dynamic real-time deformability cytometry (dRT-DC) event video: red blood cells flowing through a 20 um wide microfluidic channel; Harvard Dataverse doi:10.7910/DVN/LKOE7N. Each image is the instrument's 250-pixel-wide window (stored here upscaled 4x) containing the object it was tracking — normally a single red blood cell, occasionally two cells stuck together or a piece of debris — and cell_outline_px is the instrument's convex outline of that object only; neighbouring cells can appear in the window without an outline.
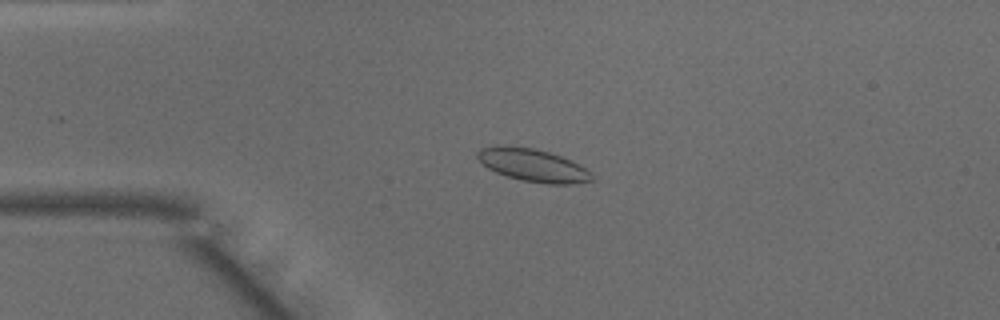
{"species": "common noctule bat (a hibernating species)", "species_latin": "Nyctalus noctula", "temperature_condition": "warm", "stored_images_in_passage": 48, "camera_frame_rate_fps": 3000, "um_per_image_px": 0.085, "animal": {"sex": "male", "body_mass_g": 15.6}, "frame": {"image": 1, "passage_image": 11, "time_ms": 3.333, "image_size_px": [1000, 320], "cell_outline_px": [[592, 180], [572, 184], [548, 184], [524, 180], [508, 176], [496, 172], [488, 168], [476, 156], [476, 152], [480, 148], [496, 144], [500, 144], [532, 148], [548, 152], [560, 156], [584, 168], [592, 176]], "centroid_in_image_um": [45.21, 14.02], "position_along_channel_um": 39.8, "area_um2": 21.44}}
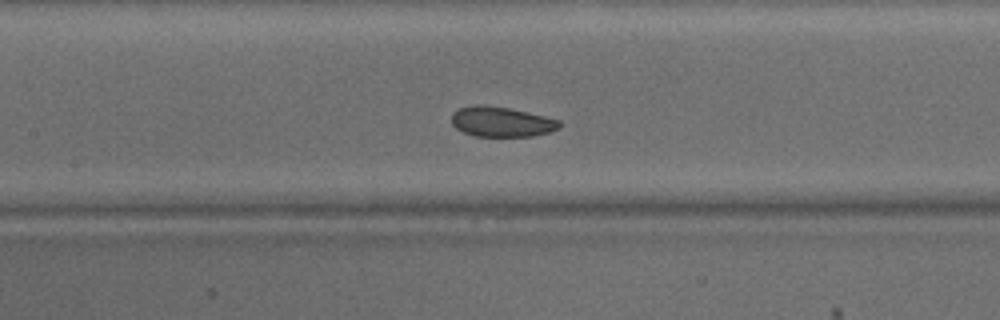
{"frame": {"image": 2, "passage_image": 22, "time_ms": 7.0, "image_size_px": [1000, 320], "cell_outline_px": [[560, 128], [548, 132], [532, 136], [472, 136], [456, 128], [452, 124], [452, 112], [456, 108], [476, 104], [508, 108], [544, 116], [560, 120]], "centroid_in_image_um": [42.58, 10.35], "position_along_channel_um": 164.8, "area_um2": 18.84}}
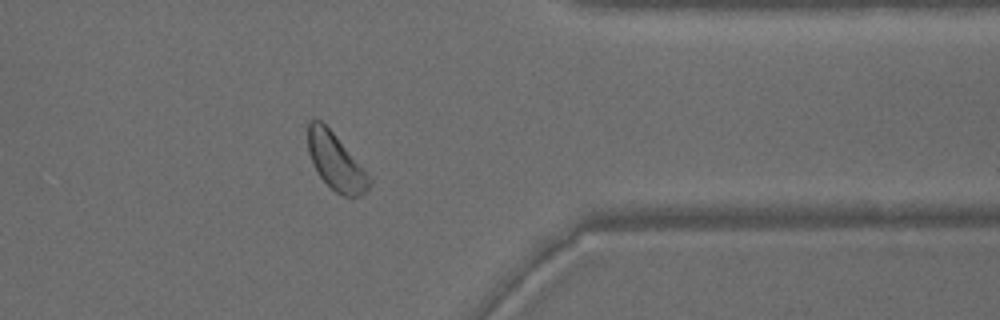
{"frame": {"image": 3, "passage_image": 39, "time_ms": 12.667, "image_size_px": [1000, 320], "cell_outline_px": [[372, 180], [368, 188], [360, 196], [344, 196], [336, 192], [320, 176], [308, 152], [308, 120], [320, 120], [332, 132], [372, 176]], "centroid_in_image_um": [28.57, 13.75], "position_along_channel_um": 382.8, "area_um2": 19.94}, "authors_computed_cell_mechanics": {"area_um2": 20.519, "velocity_mm_per_s": 4.0918, "shape_relaxation_time_tau1_ms": 2.3013, "shape_relaxation_time_tau2_ms": null, "deformation_change_tau1": 0.057, "deformation_change_tau2": null}}